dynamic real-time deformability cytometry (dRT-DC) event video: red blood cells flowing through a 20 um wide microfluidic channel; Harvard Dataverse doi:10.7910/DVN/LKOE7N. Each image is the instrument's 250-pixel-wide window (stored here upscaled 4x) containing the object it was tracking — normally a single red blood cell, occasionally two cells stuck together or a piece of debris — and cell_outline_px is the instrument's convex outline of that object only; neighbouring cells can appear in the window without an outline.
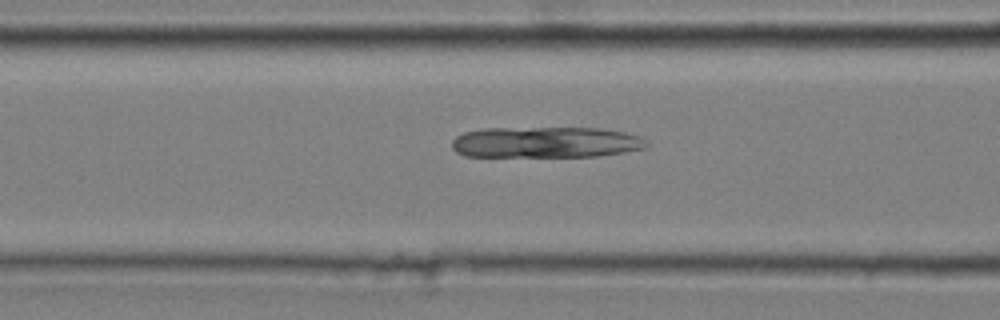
{"species": "common noctule bat (a hibernating species)", "species_latin": "Nyctalus noctula", "temperature_condition": "cold", "stored_images_in_passage": 48, "camera_frame_rate_fps": 3000, "um_per_image_px": 0.085, "animal": {"sex": "male", "body_mass_g": 20.4}, "frame": {"image": 1, "passage_image": 20, "time_ms": 6.333, "image_size_px": [1000, 320], "cell_outline_px": [[648, 148], [624, 152], [596, 156], [464, 156], [456, 152], [452, 148], [452, 140], [456, 136], [464, 132], [484, 128], [600, 128], [624, 132], [640, 136], [648, 144]], "centroid_in_image_um": [46.38, 12.09], "position_along_channel_um": 120.2, "area_um2": 35.26}}
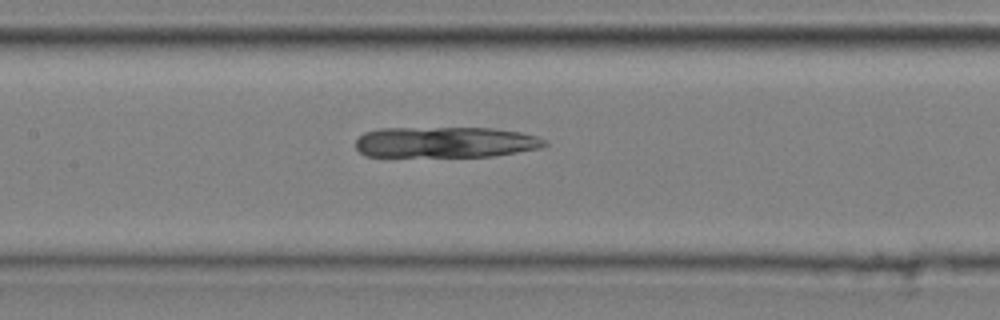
{"frame": {"image": 2, "passage_image": 24, "time_ms": 7.667, "image_size_px": [1000, 320], "cell_outline_px": [[548, 144], [540, 148], [492, 156], [364, 156], [356, 148], [356, 140], [364, 132], [380, 128], [496, 128], [520, 132], [536, 136], [548, 140]], "centroid_in_image_um": [37.87, 12.08], "position_along_channel_um": 169.5, "area_um2": 34.04}}
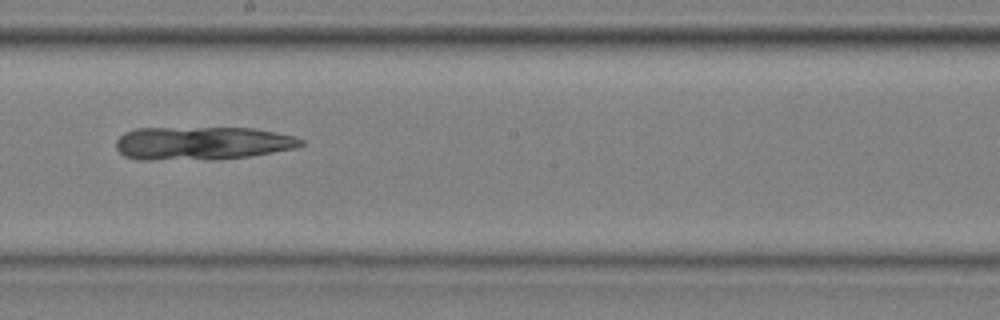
{"frame": {"image": 3, "passage_image": 29, "time_ms": 9.333, "image_size_px": [1000, 320], "cell_outline_px": [[304, 144], [296, 148], [248, 156], [212, 160], [136, 160], [124, 156], [116, 148], [116, 140], [124, 132], [136, 128], [252, 128], [276, 132], [296, 136], [304, 140]], "centroid_in_image_um": [17.16, 12.18], "position_along_channel_um": 231.0, "area_um2": 36.3}}